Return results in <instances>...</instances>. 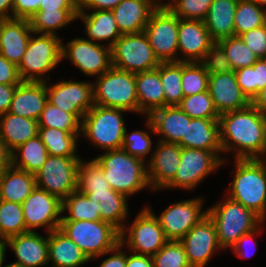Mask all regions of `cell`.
<instances>
[{"label":"cell","instance_id":"f5cc1de1","mask_svg":"<svg viewBox=\"0 0 266 267\" xmlns=\"http://www.w3.org/2000/svg\"><path fill=\"white\" fill-rule=\"evenodd\" d=\"M245 45L260 58H266V24L240 35Z\"/></svg>","mask_w":266,"mask_h":267},{"label":"cell","instance_id":"d590c367","mask_svg":"<svg viewBox=\"0 0 266 267\" xmlns=\"http://www.w3.org/2000/svg\"><path fill=\"white\" fill-rule=\"evenodd\" d=\"M165 96V106H179L184 94L181 87L182 62L160 63L156 68Z\"/></svg>","mask_w":266,"mask_h":267},{"label":"cell","instance_id":"4316f807","mask_svg":"<svg viewBox=\"0 0 266 267\" xmlns=\"http://www.w3.org/2000/svg\"><path fill=\"white\" fill-rule=\"evenodd\" d=\"M181 147L206 151H222L218 119L190 118L187 115L186 138Z\"/></svg>","mask_w":266,"mask_h":267},{"label":"cell","instance_id":"484cf974","mask_svg":"<svg viewBox=\"0 0 266 267\" xmlns=\"http://www.w3.org/2000/svg\"><path fill=\"white\" fill-rule=\"evenodd\" d=\"M148 127L154 133L164 134V142L178 144L186 138L187 114L179 106H164L148 116Z\"/></svg>","mask_w":266,"mask_h":267},{"label":"cell","instance_id":"816d5d0a","mask_svg":"<svg viewBox=\"0 0 266 267\" xmlns=\"http://www.w3.org/2000/svg\"><path fill=\"white\" fill-rule=\"evenodd\" d=\"M151 145L147 132L135 131L128 136L125 129L121 148L128 154L143 160V156L150 151Z\"/></svg>","mask_w":266,"mask_h":267},{"label":"cell","instance_id":"d6a6232c","mask_svg":"<svg viewBox=\"0 0 266 267\" xmlns=\"http://www.w3.org/2000/svg\"><path fill=\"white\" fill-rule=\"evenodd\" d=\"M9 165L0 178V200L22 204L36 187L35 175Z\"/></svg>","mask_w":266,"mask_h":267},{"label":"cell","instance_id":"52a82bcc","mask_svg":"<svg viewBox=\"0 0 266 267\" xmlns=\"http://www.w3.org/2000/svg\"><path fill=\"white\" fill-rule=\"evenodd\" d=\"M122 109L95 105L83 116L81 131L106 150L121 149L125 132Z\"/></svg>","mask_w":266,"mask_h":267},{"label":"cell","instance_id":"03108f58","mask_svg":"<svg viewBox=\"0 0 266 267\" xmlns=\"http://www.w3.org/2000/svg\"><path fill=\"white\" fill-rule=\"evenodd\" d=\"M9 9L13 13V0H0V20L13 18L6 13Z\"/></svg>","mask_w":266,"mask_h":267},{"label":"cell","instance_id":"f6af8a7d","mask_svg":"<svg viewBox=\"0 0 266 267\" xmlns=\"http://www.w3.org/2000/svg\"><path fill=\"white\" fill-rule=\"evenodd\" d=\"M179 108L190 118L219 119L220 116L208 91L184 97Z\"/></svg>","mask_w":266,"mask_h":267},{"label":"cell","instance_id":"f546056e","mask_svg":"<svg viewBox=\"0 0 266 267\" xmlns=\"http://www.w3.org/2000/svg\"><path fill=\"white\" fill-rule=\"evenodd\" d=\"M0 137L7 149L12 153L19 145L26 143L39 133L37 120L22 117L12 113L0 115Z\"/></svg>","mask_w":266,"mask_h":267},{"label":"cell","instance_id":"d6986e66","mask_svg":"<svg viewBox=\"0 0 266 267\" xmlns=\"http://www.w3.org/2000/svg\"><path fill=\"white\" fill-rule=\"evenodd\" d=\"M208 92L219 115L251 104L237 83L235 71L209 75Z\"/></svg>","mask_w":266,"mask_h":267},{"label":"cell","instance_id":"9c48e42d","mask_svg":"<svg viewBox=\"0 0 266 267\" xmlns=\"http://www.w3.org/2000/svg\"><path fill=\"white\" fill-rule=\"evenodd\" d=\"M62 44L56 35L41 34L37 38L30 37L26 51L18 65L22 81H44L38 76L51 70L62 61ZM30 73V74H29ZM36 73V75H35Z\"/></svg>","mask_w":266,"mask_h":267},{"label":"cell","instance_id":"2e32d148","mask_svg":"<svg viewBox=\"0 0 266 267\" xmlns=\"http://www.w3.org/2000/svg\"><path fill=\"white\" fill-rule=\"evenodd\" d=\"M167 241L157 216L146 208L131 225L127 242L137 254L154 256Z\"/></svg>","mask_w":266,"mask_h":267},{"label":"cell","instance_id":"8992f818","mask_svg":"<svg viewBox=\"0 0 266 267\" xmlns=\"http://www.w3.org/2000/svg\"><path fill=\"white\" fill-rule=\"evenodd\" d=\"M94 91V104L139 112L135 74L111 67L99 78Z\"/></svg>","mask_w":266,"mask_h":267},{"label":"cell","instance_id":"8d00e7d4","mask_svg":"<svg viewBox=\"0 0 266 267\" xmlns=\"http://www.w3.org/2000/svg\"><path fill=\"white\" fill-rule=\"evenodd\" d=\"M39 137L51 156H76V135L78 132H66L57 128L39 127Z\"/></svg>","mask_w":266,"mask_h":267},{"label":"cell","instance_id":"681fc988","mask_svg":"<svg viewBox=\"0 0 266 267\" xmlns=\"http://www.w3.org/2000/svg\"><path fill=\"white\" fill-rule=\"evenodd\" d=\"M213 1L177 0L174 5L168 3L165 5L162 4V7H168L180 19L204 21Z\"/></svg>","mask_w":266,"mask_h":267},{"label":"cell","instance_id":"d4e9b609","mask_svg":"<svg viewBox=\"0 0 266 267\" xmlns=\"http://www.w3.org/2000/svg\"><path fill=\"white\" fill-rule=\"evenodd\" d=\"M18 260L12 264L19 267H38L48 263V237L42 238L34 231H28L6 240Z\"/></svg>","mask_w":266,"mask_h":267},{"label":"cell","instance_id":"74e56055","mask_svg":"<svg viewBox=\"0 0 266 267\" xmlns=\"http://www.w3.org/2000/svg\"><path fill=\"white\" fill-rule=\"evenodd\" d=\"M235 76L243 94L250 102L266 86V58H260L252 66L235 70Z\"/></svg>","mask_w":266,"mask_h":267},{"label":"cell","instance_id":"bcb514c9","mask_svg":"<svg viewBox=\"0 0 266 267\" xmlns=\"http://www.w3.org/2000/svg\"><path fill=\"white\" fill-rule=\"evenodd\" d=\"M209 74L198 62H182L181 87L184 97L208 91Z\"/></svg>","mask_w":266,"mask_h":267},{"label":"cell","instance_id":"5bb4252c","mask_svg":"<svg viewBox=\"0 0 266 267\" xmlns=\"http://www.w3.org/2000/svg\"><path fill=\"white\" fill-rule=\"evenodd\" d=\"M61 56H67L83 73L91 76L99 73L101 76L112 67L111 48L83 38L72 40L66 48L62 45Z\"/></svg>","mask_w":266,"mask_h":267},{"label":"cell","instance_id":"cb8c5ba5","mask_svg":"<svg viewBox=\"0 0 266 267\" xmlns=\"http://www.w3.org/2000/svg\"><path fill=\"white\" fill-rule=\"evenodd\" d=\"M157 7L162 5L151 0H122L112 10L121 35L143 32Z\"/></svg>","mask_w":266,"mask_h":267},{"label":"cell","instance_id":"ab89813d","mask_svg":"<svg viewBox=\"0 0 266 267\" xmlns=\"http://www.w3.org/2000/svg\"><path fill=\"white\" fill-rule=\"evenodd\" d=\"M79 10H38L30 19L33 33L54 34L53 30L66 26L78 18Z\"/></svg>","mask_w":266,"mask_h":267},{"label":"cell","instance_id":"603a6c76","mask_svg":"<svg viewBox=\"0 0 266 267\" xmlns=\"http://www.w3.org/2000/svg\"><path fill=\"white\" fill-rule=\"evenodd\" d=\"M150 162L148 181L153 188H166L180 165L181 146L161 141ZM152 184V185H151Z\"/></svg>","mask_w":266,"mask_h":267},{"label":"cell","instance_id":"277c9868","mask_svg":"<svg viewBox=\"0 0 266 267\" xmlns=\"http://www.w3.org/2000/svg\"><path fill=\"white\" fill-rule=\"evenodd\" d=\"M59 230L79 246L89 260L116 251L120 243V232L104 221H61Z\"/></svg>","mask_w":266,"mask_h":267},{"label":"cell","instance_id":"f35d334b","mask_svg":"<svg viewBox=\"0 0 266 267\" xmlns=\"http://www.w3.org/2000/svg\"><path fill=\"white\" fill-rule=\"evenodd\" d=\"M68 209L69 216L62 217L61 221H101L100 208H97L93 199L75 191L62 200V211Z\"/></svg>","mask_w":266,"mask_h":267},{"label":"cell","instance_id":"680465c9","mask_svg":"<svg viewBox=\"0 0 266 267\" xmlns=\"http://www.w3.org/2000/svg\"><path fill=\"white\" fill-rule=\"evenodd\" d=\"M18 84H0V115L9 111Z\"/></svg>","mask_w":266,"mask_h":267},{"label":"cell","instance_id":"e7e4bbea","mask_svg":"<svg viewBox=\"0 0 266 267\" xmlns=\"http://www.w3.org/2000/svg\"><path fill=\"white\" fill-rule=\"evenodd\" d=\"M256 230L250 232V233H247V234H244L242 235L237 241L236 243L233 245V250L239 254L241 257H245L246 256V252H242L243 250H240L241 249V245H244V243H246L247 241L251 240L253 238V234L256 233L255 232ZM247 257V256H246Z\"/></svg>","mask_w":266,"mask_h":267},{"label":"cell","instance_id":"ee69618b","mask_svg":"<svg viewBox=\"0 0 266 267\" xmlns=\"http://www.w3.org/2000/svg\"><path fill=\"white\" fill-rule=\"evenodd\" d=\"M218 43L226 52L233 71L252 66L259 59L254 52L245 45L240 36L224 38L219 40Z\"/></svg>","mask_w":266,"mask_h":267},{"label":"cell","instance_id":"f1b7e54d","mask_svg":"<svg viewBox=\"0 0 266 267\" xmlns=\"http://www.w3.org/2000/svg\"><path fill=\"white\" fill-rule=\"evenodd\" d=\"M238 0H214L204 19L214 42L235 36L234 20Z\"/></svg>","mask_w":266,"mask_h":267},{"label":"cell","instance_id":"f907efd6","mask_svg":"<svg viewBox=\"0 0 266 267\" xmlns=\"http://www.w3.org/2000/svg\"><path fill=\"white\" fill-rule=\"evenodd\" d=\"M201 62L209 75L233 71L226 52L218 42L209 47Z\"/></svg>","mask_w":266,"mask_h":267},{"label":"cell","instance_id":"89a4df30","mask_svg":"<svg viewBox=\"0 0 266 267\" xmlns=\"http://www.w3.org/2000/svg\"><path fill=\"white\" fill-rule=\"evenodd\" d=\"M261 163H262V165H263V168H264V172H265V174H266V163H264V162H266V161H264L263 159H262V157L261 158H259V156H258V158H257Z\"/></svg>","mask_w":266,"mask_h":267},{"label":"cell","instance_id":"4dcf8cb0","mask_svg":"<svg viewBox=\"0 0 266 267\" xmlns=\"http://www.w3.org/2000/svg\"><path fill=\"white\" fill-rule=\"evenodd\" d=\"M50 260L54 267H78L89 259L79 246L56 229L48 236V262Z\"/></svg>","mask_w":266,"mask_h":267},{"label":"cell","instance_id":"5b68a950","mask_svg":"<svg viewBox=\"0 0 266 267\" xmlns=\"http://www.w3.org/2000/svg\"><path fill=\"white\" fill-rule=\"evenodd\" d=\"M206 213L215 225L221 248L233 247L242 235L257 230V222L263 221L253 211L231 198L223 204L215 205Z\"/></svg>","mask_w":266,"mask_h":267},{"label":"cell","instance_id":"ffe728a7","mask_svg":"<svg viewBox=\"0 0 266 267\" xmlns=\"http://www.w3.org/2000/svg\"><path fill=\"white\" fill-rule=\"evenodd\" d=\"M31 32L33 33L28 19L0 20V54L18 66L26 51Z\"/></svg>","mask_w":266,"mask_h":267},{"label":"cell","instance_id":"83f0119b","mask_svg":"<svg viewBox=\"0 0 266 267\" xmlns=\"http://www.w3.org/2000/svg\"><path fill=\"white\" fill-rule=\"evenodd\" d=\"M87 196L100 208L101 221L115 227L120 232V242L124 243V227L121 222L128 213L127 196L113 189L92 190Z\"/></svg>","mask_w":266,"mask_h":267},{"label":"cell","instance_id":"8fae6325","mask_svg":"<svg viewBox=\"0 0 266 267\" xmlns=\"http://www.w3.org/2000/svg\"><path fill=\"white\" fill-rule=\"evenodd\" d=\"M81 160L77 156L49 155L35 174L36 186L61 200L77 191V171Z\"/></svg>","mask_w":266,"mask_h":267},{"label":"cell","instance_id":"30bf717a","mask_svg":"<svg viewBox=\"0 0 266 267\" xmlns=\"http://www.w3.org/2000/svg\"><path fill=\"white\" fill-rule=\"evenodd\" d=\"M179 18L168 7H157L144 29L160 63L182 62L174 58L178 50Z\"/></svg>","mask_w":266,"mask_h":267},{"label":"cell","instance_id":"ac0fdd59","mask_svg":"<svg viewBox=\"0 0 266 267\" xmlns=\"http://www.w3.org/2000/svg\"><path fill=\"white\" fill-rule=\"evenodd\" d=\"M93 88L86 82L63 81L47 87L48 102L67 113L84 116L94 106Z\"/></svg>","mask_w":266,"mask_h":267},{"label":"cell","instance_id":"ba28073f","mask_svg":"<svg viewBox=\"0 0 266 267\" xmlns=\"http://www.w3.org/2000/svg\"><path fill=\"white\" fill-rule=\"evenodd\" d=\"M112 67L129 73H141L156 69V58L146 34H124L111 47Z\"/></svg>","mask_w":266,"mask_h":267},{"label":"cell","instance_id":"7a4b0ae2","mask_svg":"<svg viewBox=\"0 0 266 267\" xmlns=\"http://www.w3.org/2000/svg\"><path fill=\"white\" fill-rule=\"evenodd\" d=\"M102 170L111 188L125 196L150 186L144 160L132 156L122 148L109 150L93 160Z\"/></svg>","mask_w":266,"mask_h":267},{"label":"cell","instance_id":"836d02e7","mask_svg":"<svg viewBox=\"0 0 266 267\" xmlns=\"http://www.w3.org/2000/svg\"><path fill=\"white\" fill-rule=\"evenodd\" d=\"M77 16H80L85 22L86 32L91 41L111 38L109 44L111 48L121 36L112 11L97 10L89 15L79 11Z\"/></svg>","mask_w":266,"mask_h":267},{"label":"cell","instance_id":"a7ac6f4b","mask_svg":"<svg viewBox=\"0 0 266 267\" xmlns=\"http://www.w3.org/2000/svg\"><path fill=\"white\" fill-rule=\"evenodd\" d=\"M251 1L255 2L258 6H259L260 4H263V5L266 4V0H251Z\"/></svg>","mask_w":266,"mask_h":267},{"label":"cell","instance_id":"11a10c76","mask_svg":"<svg viewBox=\"0 0 266 267\" xmlns=\"http://www.w3.org/2000/svg\"><path fill=\"white\" fill-rule=\"evenodd\" d=\"M21 82L18 66L0 54V84H20Z\"/></svg>","mask_w":266,"mask_h":267},{"label":"cell","instance_id":"44dd1931","mask_svg":"<svg viewBox=\"0 0 266 267\" xmlns=\"http://www.w3.org/2000/svg\"><path fill=\"white\" fill-rule=\"evenodd\" d=\"M213 43L204 21L179 18L178 50L187 55L182 62H201Z\"/></svg>","mask_w":266,"mask_h":267},{"label":"cell","instance_id":"6125c7cd","mask_svg":"<svg viewBox=\"0 0 266 267\" xmlns=\"http://www.w3.org/2000/svg\"><path fill=\"white\" fill-rule=\"evenodd\" d=\"M9 165H11V152L0 137V178Z\"/></svg>","mask_w":266,"mask_h":267},{"label":"cell","instance_id":"db71d44e","mask_svg":"<svg viewBox=\"0 0 266 267\" xmlns=\"http://www.w3.org/2000/svg\"><path fill=\"white\" fill-rule=\"evenodd\" d=\"M42 0H13V18L30 19L40 8Z\"/></svg>","mask_w":266,"mask_h":267},{"label":"cell","instance_id":"1f68e13d","mask_svg":"<svg viewBox=\"0 0 266 267\" xmlns=\"http://www.w3.org/2000/svg\"><path fill=\"white\" fill-rule=\"evenodd\" d=\"M139 112L148 116L156 109L165 106V96L157 69L135 74Z\"/></svg>","mask_w":266,"mask_h":267},{"label":"cell","instance_id":"9a60e30c","mask_svg":"<svg viewBox=\"0 0 266 267\" xmlns=\"http://www.w3.org/2000/svg\"><path fill=\"white\" fill-rule=\"evenodd\" d=\"M191 267H204L215 249L221 248L214 223L208 215L180 240Z\"/></svg>","mask_w":266,"mask_h":267},{"label":"cell","instance_id":"b9f144b4","mask_svg":"<svg viewBox=\"0 0 266 267\" xmlns=\"http://www.w3.org/2000/svg\"><path fill=\"white\" fill-rule=\"evenodd\" d=\"M266 24V9L261 10L255 2L251 0H238L235 10V36L259 28Z\"/></svg>","mask_w":266,"mask_h":267},{"label":"cell","instance_id":"7c38bea8","mask_svg":"<svg viewBox=\"0 0 266 267\" xmlns=\"http://www.w3.org/2000/svg\"><path fill=\"white\" fill-rule=\"evenodd\" d=\"M220 151L181 147L180 165L174 179L166 187L194 188L200 180L222 164Z\"/></svg>","mask_w":266,"mask_h":267},{"label":"cell","instance_id":"7bdbcfd3","mask_svg":"<svg viewBox=\"0 0 266 267\" xmlns=\"http://www.w3.org/2000/svg\"><path fill=\"white\" fill-rule=\"evenodd\" d=\"M28 231L22 204L0 200V237L7 240Z\"/></svg>","mask_w":266,"mask_h":267},{"label":"cell","instance_id":"7402d4cb","mask_svg":"<svg viewBox=\"0 0 266 267\" xmlns=\"http://www.w3.org/2000/svg\"><path fill=\"white\" fill-rule=\"evenodd\" d=\"M47 102L45 81H22L16 87L8 113L38 120Z\"/></svg>","mask_w":266,"mask_h":267},{"label":"cell","instance_id":"6da1fadb","mask_svg":"<svg viewBox=\"0 0 266 267\" xmlns=\"http://www.w3.org/2000/svg\"><path fill=\"white\" fill-rule=\"evenodd\" d=\"M222 151H230L232 141L239 147L237 159L258 158L266 152V114L250 104L247 108L221 114L218 119ZM228 137V138H227Z\"/></svg>","mask_w":266,"mask_h":267},{"label":"cell","instance_id":"2644e50d","mask_svg":"<svg viewBox=\"0 0 266 267\" xmlns=\"http://www.w3.org/2000/svg\"><path fill=\"white\" fill-rule=\"evenodd\" d=\"M5 267H19V266H16V265H14V264H10V265H7V266H5Z\"/></svg>","mask_w":266,"mask_h":267},{"label":"cell","instance_id":"94428289","mask_svg":"<svg viewBox=\"0 0 266 267\" xmlns=\"http://www.w3.org/2000/svg\"><path fill=\"white\" fill-rule=\"evenodd\" d=\"M126 267H153L152 256L134 254L126 255Z\"/></svg>","mask_w":266,"mask_h":267},{"label":"cell","instance_id":"9f6ffc18","mask_svg":"<svg viewBox=\"0 0 266 267\" xmlns=\"http://www.w3.org/2000/svg\"><path fill=\"white\" fill-rule=\"evenodd\" d=\"M122 0H78V10L84 8H95L103 11H112Z\"/></svg>","mask_w":266,"mask_h":267},{"label":"cell","instance_id":"7dc6e473","mask_svg":"<svg viewBox=\"0 0 266 267\" xmlns=\"http://www.w3.org/2000/svg\"><path fill=\"white\" fill-rule=\"evenodd\" d=\"M112 189L103 175V170L92 160L80 162L77 171V191L87 195L92 190Z\"/></svg>","mask_w":266,"mask_h":267},{"label":"cell","instance_id":"003e7915","mask_svg":"<svg viewBox=\"0 0 266 267\" xmlns=\"http://www.w3.org/2000/svg\"><path fill=\"white\" fill-rule=\"evenodd\" d=\"M6 246H7L6 240L2 239L0 241V267L2 266V263L4 261Z\"/></svg>","mask_w":266,"mask_h":267},{"label":"cell","instance_id":"3957f363","mask_svg":"<svg viewBox=\"0 0 266 267\" xmlns=\"http://www.w3.org/2000/svg\"><path fill=\"white\" fill-rule=\"evenodd\" d=\"M229 198L253 211L262 220L266 214V174L257 158L237 159Z\"/></svg>","mask_w":266,"mask_h":267},{"label":"cell","instance_id":"e575fe53","mask_svg":"<svg viewBox=\"0 0 266 267\" xmlns=\"http://www.w3.org/2000/svg\"><path fill=\"white\" fill-rule=\"evenodd\" d=\"M15 150L22 152L21 160L18 163L16 161L17 159ZM48 156L49 153L47 152V148L41 141L39 135H37L14 149V151L11 153V165L14 168L21 169L35 175L43 166Z\"/></svg>","mask_w":266,"mask_h":267},{"label":"cell","instance_id":"be15d7a7","mask_svg":"<svg viewBox=\"0 0 266 267\" xmlns=\"http://www.w3.org/2000/svg\"><path fill=\"white\" fill-rule=\"evenodd\" d=\"M251 104L261 113L266 114V86L259 91L258 95L253 99Z\"/></svg>","mask_w":266,"mask_h":267},{"label":"cell","instance_id":"60d3db41","mask_svg":"<svg viewBox=\"0 0 266 267\" xmlns=\"http://www.w3.org/2000/svg\"><path fill=\"white\" fill-rule=\"evenodd\" d=\"M81 113H67L47 102L37 122L39 127L57 128L66 132L81 130ZM80 129V130H79Z\"/></svg>","mask_w":266,"mask_h":267},{"label":"cell","instance_id":"6f0895ef","mask_svg":"<svg viewBox=\"0 0 266 267\" xmlns=\"http://www.w3.org/2000/svg\"><path fill=\"white\" fill-rule=\"evenodd\" d=\"M39 10H78V0H42Z\"/></svg>","mask_w":266,"mask_h":267},{"label":"cell","instance_id":"4fadbf2b","mask_svg":"<svg viewBox=\"0 0 266 267\" xmlns=\"http://www.w3.org/2000/svg\"><path fill=\"white\" fill-rule=\"evenodd\" d=\"M22 209L25 225L29 231L46 224L48 233L59 229L62 217L58 216L63 212L62 200L59 197L36 186L22 203Z\"/></svg>","mask_w":266,"mask_h":267},{"label":"cell","instance_id":"91938a15","mask_svg":"<svg viewBox=\"0 0 266 267\" xmlns=\"http://www.w3.org/2000/svg\"><path fill=\"white\" fill-rule=\"evenodd\" d=\"M122 245L121 242L117 244V253L104 260L100 267H126V255L118 249Z\"/></svg>","mask_w":266,"mask_h":267},{"label":"cell","instance_id":"e0dca14e","mask_svg":"<svg viewBox=\"0 0 266 267\" xmlns=\"http://www.w3.org/2000/svg\"><path fill=\"white\" fill-rule=\"evenodd\" d=\"M201 200L191 199L171 205L157 219L167 240L179 241L207 213L201 212Z\"/></svg>","mask_w":266,"mask_h":267},{"label":"cell","instance_id":"c3c4849f","mask_svg":"<svg viewBox=\"0 0 266 267\" xmlns=\"http://www.w3.org/2000/svg\"><path fill=\"white\" fill-rule=\"evenodd\" d=\"M152 260L153 267H191L180 241L168 240Z\"/></svg>","mask_w":266,"mask_h":267}]
</instances>
